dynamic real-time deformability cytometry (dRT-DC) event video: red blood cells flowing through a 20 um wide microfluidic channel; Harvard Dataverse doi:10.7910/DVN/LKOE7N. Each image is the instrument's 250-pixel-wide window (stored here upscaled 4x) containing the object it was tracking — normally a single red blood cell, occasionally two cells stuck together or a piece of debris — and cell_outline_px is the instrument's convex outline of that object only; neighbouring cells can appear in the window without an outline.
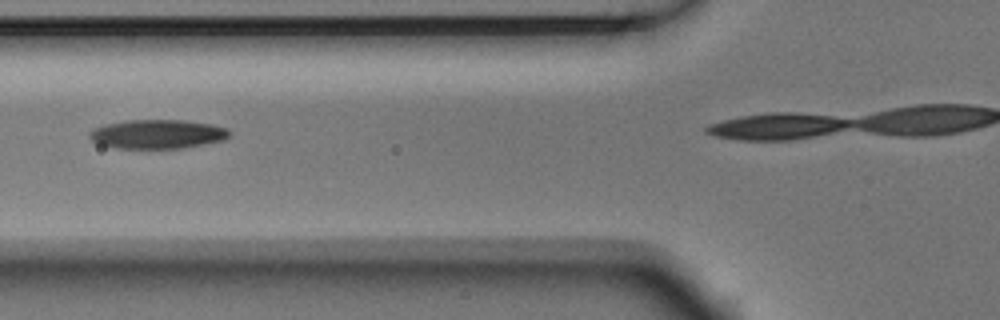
{"species": "Egyptian fruit bat (a non-hibernating species)", "species_latin": "Rousettus aegyptiacus", "temperature_condition": "room temperature", "stored_images_in_passage": 3, "segment_of_instrument_passage": [1, 2], "camera_frame_rate_fps": 3000, "um_per_image_px": 0.085, "animal": {"sex": "male"}, "frame": {"image": 1, "passage_image": 2, "time_ms": 0.333, "image_size_px": [1000, 320], "cell_outline_px": [[228, 136], [224, 140], [184, 148], [116, 148], [100, 144], [92, 140], [88, 136], [88, 132], [92, 128], [104, 124], [124, 120], [184, 120], [212, 124], [224, 128], [228, 132]], "centroid_in_image_um": [13.32, 11.39], "position_along_channel_um": 112.5, "area_um2": 23.7}}